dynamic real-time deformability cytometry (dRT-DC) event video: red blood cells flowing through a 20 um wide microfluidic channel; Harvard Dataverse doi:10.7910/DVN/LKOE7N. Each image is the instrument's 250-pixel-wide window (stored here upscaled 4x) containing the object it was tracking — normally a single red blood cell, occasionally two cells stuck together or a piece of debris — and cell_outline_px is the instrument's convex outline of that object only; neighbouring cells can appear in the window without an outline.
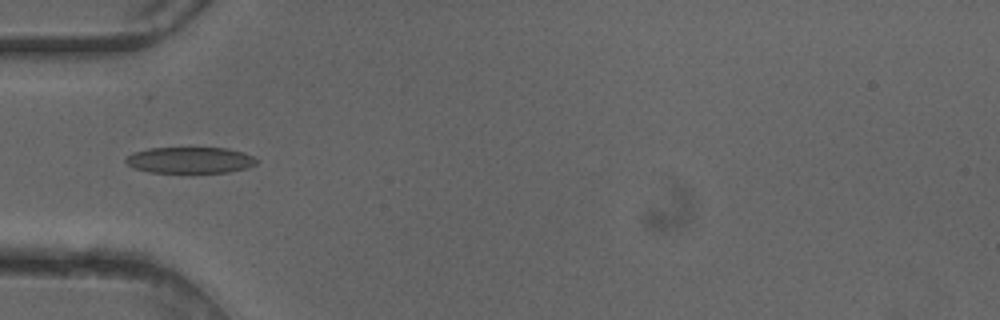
{"species": "common noctule bat (a hibernating species)", "species_latin": "Nyctalus noctula", "temperature_condition": "cold", "stored_images_in_passage": 38, "camera_frame_rate_fps": 3000, "um_per_image_px": 0.085, "animal": {"sex": "female"}, "frame": {"image": 1, "passage_image": 4, "time_ms": 1.0, "image_size_px": [1000, 320], "cell_outline_px": [[260, 160], [256, 164], [248, 168], [228, 172], [148, 172], [132, 168], [124, 160], [132, 152], [148, 148], [228, 148], [244, 152]], "centroid_in_image_um": [16.16, 13.61], "position_along_channel_um": 68.8, "area_um2": 20.11}}
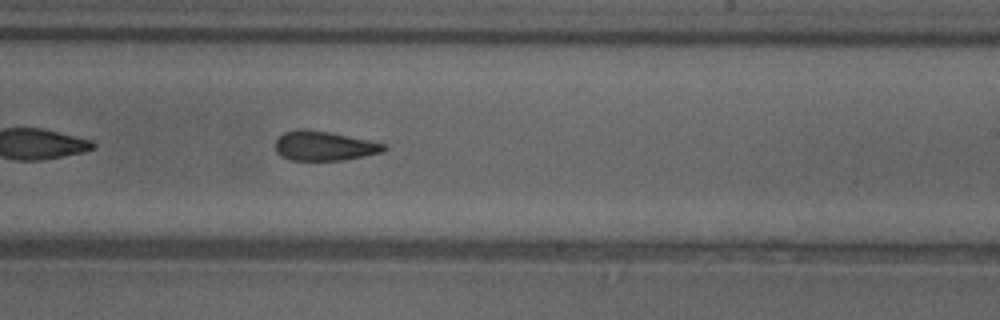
{"frame": {"image": 2, "passage_image": 18, "time_ms": 5.667, "image_size_px": [1000, 320], "cell_outline_px": [[388, 148], [384, 152], [344, 160], [292, 160], [280, 156], [276, 152], [276, 140], [284, 132], [296, 128], [304, 128], [328, 132], [368, 140], [384, 144]], "centroid_in_image_um": [27.53, 12.4], "position_along_channel_um": 261.5, "area_um2": 18.67}}
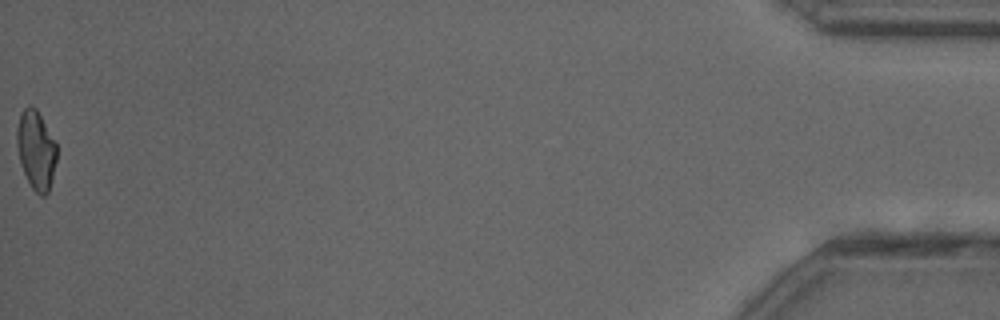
{"frame": {"image": 3, "passage_image": 38, "time_ms": 12.333, "image_size_px": [1000, 320], "cell_outline_px": [[56, 160], [48, 192], [44, 196], [40, 196], [32, 188], [24, 172], [20, 160], [16, 144], [16, 128], [20, 112], [28, 104], [36, 108], [56, 144]], "centroid_in_image_um": [3.04, 12.72], "position_along_channel_um": 432.2, "area_um2": 18.09}, "authors_computed_cell_mechanics": {"area_um2": 19.3919, "velocity_mm_per_s": 4.1103, "shape_relaxation_time_tau1_ms": null, "shape_relaxation_time_tau2_ms": 3.7821, "deformation_change_tau1": null, "deformation_change_tau2": 0.1156}}